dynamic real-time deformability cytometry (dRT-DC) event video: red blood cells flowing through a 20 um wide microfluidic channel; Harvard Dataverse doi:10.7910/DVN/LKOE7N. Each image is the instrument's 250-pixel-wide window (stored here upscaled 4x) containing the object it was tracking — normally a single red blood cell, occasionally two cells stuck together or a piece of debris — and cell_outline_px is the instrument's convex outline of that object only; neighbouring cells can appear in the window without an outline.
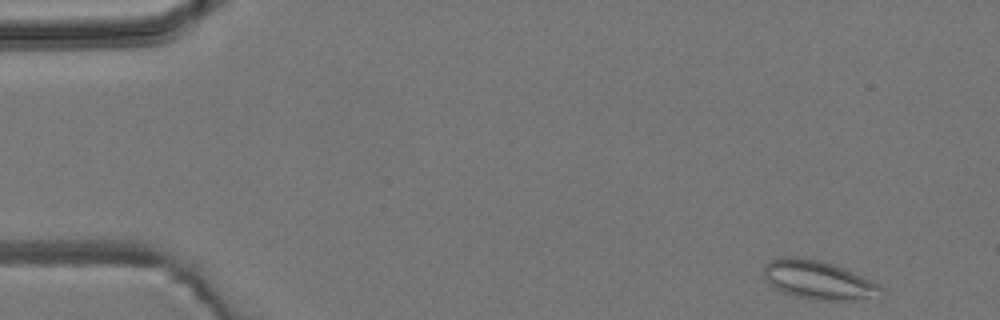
{"species": "common noctule bat (a hibernating species)", "species_latin": "Nyctalus noctula", "temperature_condition": "room temperature", "stored_images_in_passage": 4, "camera_frame_rate_fps": 3000, "um_per_image_px": 0.085, "animal": {"sex": "male", "body_mass_g": 19.2, "forearm_length_mm": 51.8}, "frame": {"image": 1, "passage_image": 1, "time_ms": 0.0, "image_size_px": [1000, 320], "cell_outline_px": [[884, 296], [844, 300], [816, 300], [796, 296], [780, 292], [772, 288], [764, 280], [764, 264], [772, 260], [784, 256], [800, 256], [820, 260], [836, 264], [864, 276], [880, 284], [884, 288]], "centroid_in_image_um": [69.56, 23.79], "position_along_channel_um": 15.4, "area_um2": 27.11}}